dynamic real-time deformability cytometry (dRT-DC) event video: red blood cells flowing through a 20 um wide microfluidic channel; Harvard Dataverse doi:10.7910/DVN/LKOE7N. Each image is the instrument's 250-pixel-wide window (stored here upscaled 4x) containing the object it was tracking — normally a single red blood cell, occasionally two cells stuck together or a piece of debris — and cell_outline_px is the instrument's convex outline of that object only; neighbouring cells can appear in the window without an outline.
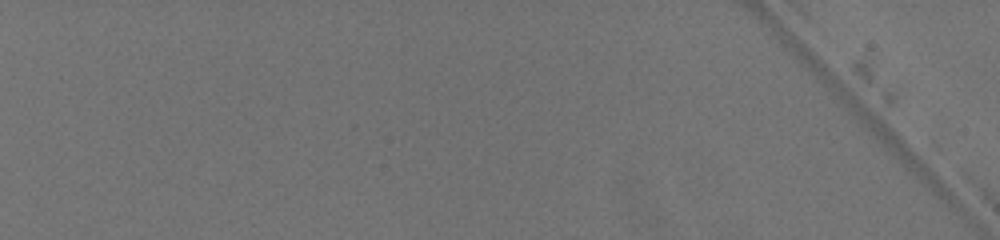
{"species": "common noctule bat (a hibernating species)", "species_latin": "Nyctalus noctula", "temperature_condition": "warm", "stored_images_in_passage": 1, "camera_frame_rate_fps": 3000, "um_per_image_px": 0.085, "animal": {"sex": "female", "body_mass_g": 19.5, "forearm_length_mm": 54.1}, "frame": {"image": 1, "passage_image": 1, "time_ms": 0.0, "image_size_px": [1000, 240], "cell_outline_px": [[952, 196], [948, 200], [940, 196], [908, 168], [852, 112], [848, 92], [900, 140], [924, 164]], "centroid_in_image_um": [76.32, 12.58], "position_along_channel_um": 8.7, "area_um2": 12.48}}